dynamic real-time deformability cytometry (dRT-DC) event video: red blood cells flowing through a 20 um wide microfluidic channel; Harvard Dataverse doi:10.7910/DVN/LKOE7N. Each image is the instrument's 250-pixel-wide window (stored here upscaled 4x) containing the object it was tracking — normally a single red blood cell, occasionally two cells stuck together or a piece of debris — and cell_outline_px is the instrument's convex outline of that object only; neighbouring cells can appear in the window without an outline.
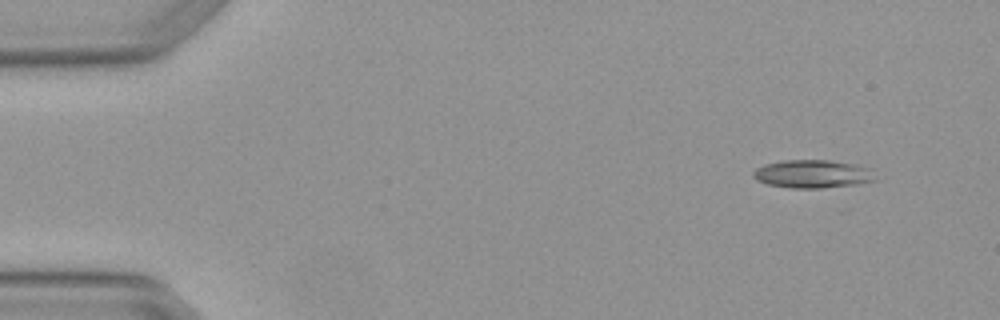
{"species": "Egyptian fruit bat (a non-hibernating species)", "species_latin": "Rousettus aegyptiacus", "temperature_condition": "warm", "stored_images_in_passage": 2, "camera_frame_rate_fps": 3000, "um_per_image_px": 0.085, "animal": {"sex": "female"}, "frame": {"image": 1, "passage_image": 2, "time_ms": 0.333, "image_size_px": [1000, 320], "cell_outline_px": [[880, 180], [856, 184], [820, 188], [792, 188], [768, 184], [756, 180], [752, 176], [752, 172], [756, 168], [764, 164], [784, 160], [828, 160], [856, 164], [876, 168]], "centroid_in_image_um": [69.19, 14.78], "position_along_channel_um": 15.8, "area_um2": 20.58}}